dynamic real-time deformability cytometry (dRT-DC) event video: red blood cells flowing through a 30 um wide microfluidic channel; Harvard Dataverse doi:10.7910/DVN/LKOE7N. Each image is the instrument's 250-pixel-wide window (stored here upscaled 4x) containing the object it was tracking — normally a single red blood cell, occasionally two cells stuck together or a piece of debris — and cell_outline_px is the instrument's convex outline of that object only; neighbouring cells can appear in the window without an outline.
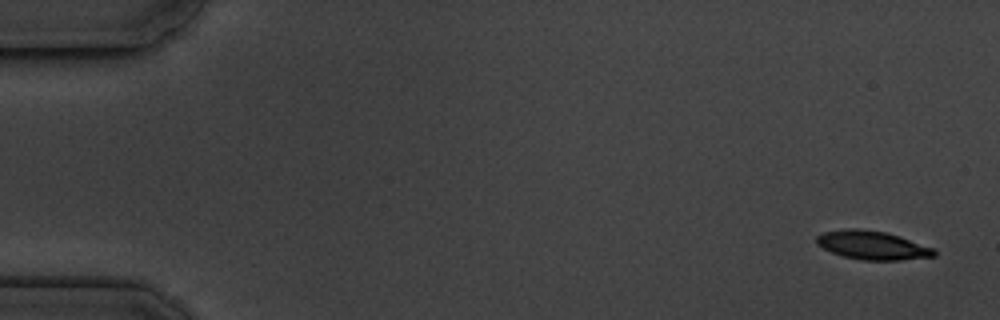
{"species": "common noctule bat (a hibernating species)", "species_latin": "Nyctalus noctula", "temperature_condition": "cold", "stored_images_in_passage": 11, "camera_frame_rate_fps": 3000, "um_per_image_px": 0.085, "animal": {"sex": "male", "body_mass_g": 19.5, "forearm_length_mm": 54.6}, "frame": {"image": 1, "passage_image": 1, "time_ms": 0.0, "image_size_px": [1000, 320], "cell_outline_px": [[936, 256], [900, 260], [864, 260], [844, 256], [832, 252], [816, 244], [816, 236], [824, 232], [848, 228], [856, 228], [884, 232], [900, 236], [936, 248]], "centroid_in_image_um": [74.19, 20.84], "position_along_channel_um": 10.8, "area_um2": 19.59}}
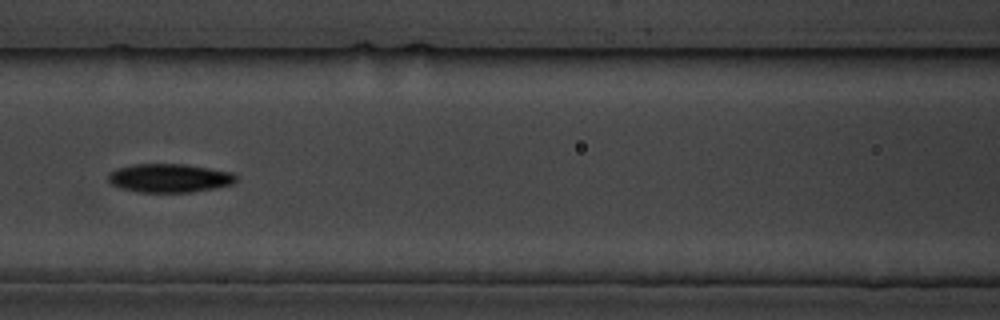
{"frame": {"image": 2, "passage_image": 7, "time_ms": 7.667, "image_size_px": [1000, 320], "cell_outline_px": [[236, 180], [232, 184], [192, 192], [136, 192], [120, 188], [112, 184], [108, 180], [108, 176], [116, 168], [136, 164], [184, 164], [232, 172], [236, 176]], "centroid_in_image_um": [14.38, 15.14], "position_along_channel_um": 152.2, "area_um2": 21.15}}